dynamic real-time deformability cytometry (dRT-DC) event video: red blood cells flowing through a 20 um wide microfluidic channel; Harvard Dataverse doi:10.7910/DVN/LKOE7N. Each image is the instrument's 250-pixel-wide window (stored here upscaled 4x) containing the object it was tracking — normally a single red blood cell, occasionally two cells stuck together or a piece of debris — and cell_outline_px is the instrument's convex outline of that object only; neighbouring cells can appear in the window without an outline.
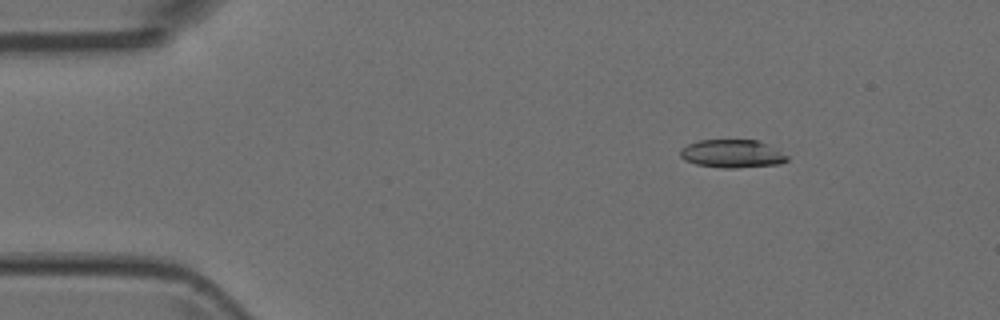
{"species": "Egyptian fruit bat (a non-hibernating species)", "species_latin": "Rousettus aegyptiacus", "temperature_condition": "room temperature", "stored_images_in_passage": 5, "camera_frame_rate_fps": 3000, "um_per_image_px": 0.085, "animal": {"sex": "female"}, "frame": {"image": 1, "passage_image": 3, "time_ms": 0.667, "image_size_px": [1000, 320], "cell_outline_px": [[788, 160], [780, 164], [736, 168], [724, 168], [696, 164], [684, 160], [680, 156], [680, 148], [688, 144], [700, 140], [756, 140], [768, 144], [788, 156]], "centroid_in_image_um": [62.22, 13.07], "position_along_channel_um": 22.8, "area_um2": 17.51}}